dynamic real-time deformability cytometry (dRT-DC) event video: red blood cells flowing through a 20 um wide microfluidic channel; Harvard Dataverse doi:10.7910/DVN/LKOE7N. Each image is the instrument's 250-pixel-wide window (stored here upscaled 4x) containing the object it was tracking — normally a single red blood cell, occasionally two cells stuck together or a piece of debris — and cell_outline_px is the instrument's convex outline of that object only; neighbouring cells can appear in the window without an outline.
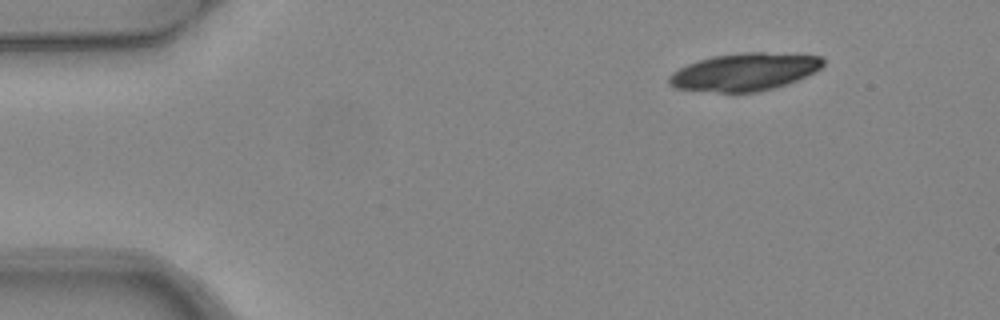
{"species": "common noctule bat (a hibernating species)", "species_latin": "Nyctalus noctula", "temperature_condition": "warm", "stored_images_in_passage": 3, "camera_frame_rate_fps": 3000, "um_per_image_px": 0.085, "animal": {"sex": "female", "body_mass_g": 24.6, "forearm_length_mm": 56.2}, "frame": {"image": 1, "passage_image": 1, "time_ms": 0.0, "image_size_px": [1000, 320], "cell_outline_px": [[824, 64], [816, 72], [796, 80], [772, 88], [756, 92], [720, 92], [676, 88], [668, 84], [668, 76], [672, 72], [688, 64], [712, 56], [744, 52], [764, 52], [824, 56]], "centroid_in_image_um": [63.3, 6.1], "position_along_channel_um": 21.7, "area_um2": 33.58}}